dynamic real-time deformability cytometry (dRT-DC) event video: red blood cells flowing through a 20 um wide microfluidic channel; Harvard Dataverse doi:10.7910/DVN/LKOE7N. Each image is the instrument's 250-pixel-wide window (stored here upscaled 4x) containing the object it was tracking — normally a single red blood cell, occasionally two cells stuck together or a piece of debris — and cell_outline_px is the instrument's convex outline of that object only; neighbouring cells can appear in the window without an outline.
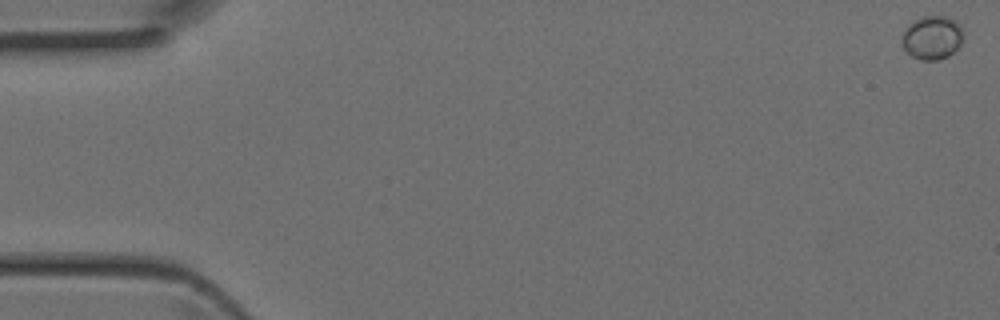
{"species": "Egyptian fruit bat (a non-hibernating species)", "species_latin": "Rousettus aegyptiacus", "temperature_condition": "room temperature", "stored_images_in_passage": 5, "camera_frame_rate_fps": 3000, "um_per_image_px": 0.085, "animal": {"sex": "female"}, "frame": {"image": 1, "passage_image": 1, "time_ms": 0.0, "image_size_px": [1000, 320], "cell_outline_px": [[964, 36], [960, 44], [948, 56], [936, 60], [920, 60], [912, 56], [904, 48], [904, 32], [908, 24], [924, 16], [948, 16], [956, 20], [960, 24]], "centroid_in_image_um": [79.28, 3.18], "position_along_channel_um": 5.7, "area_um2": 15.37}}
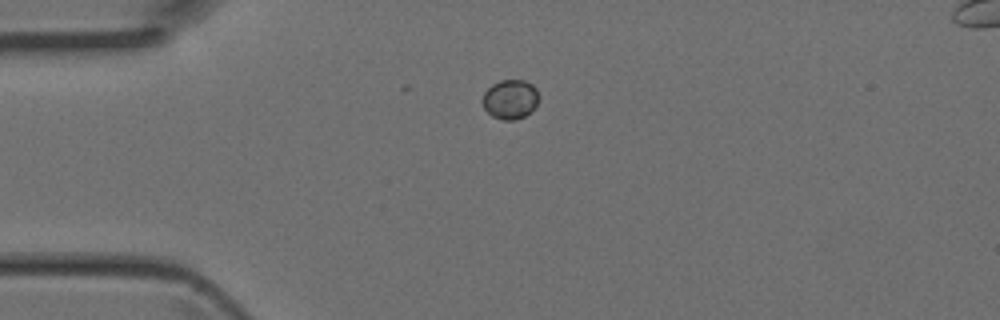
{"frame": {"image": 2, "passage_image": 4, "time_ms": 1.0, "image_size_px": [1000, 320], "cell_outline_px": [[540, 96], [532, 112], [516, 120], [504, 120], [492, 116], [484, 108], [480, 100], [484, 92], [492, 84], [500, 80], [524, 80], [532, 84], [536, 88]], "centroid_in_image_um": [43.37, 8.44], "position_along_channel_um": 41.6, "area_um2": 13.18}}
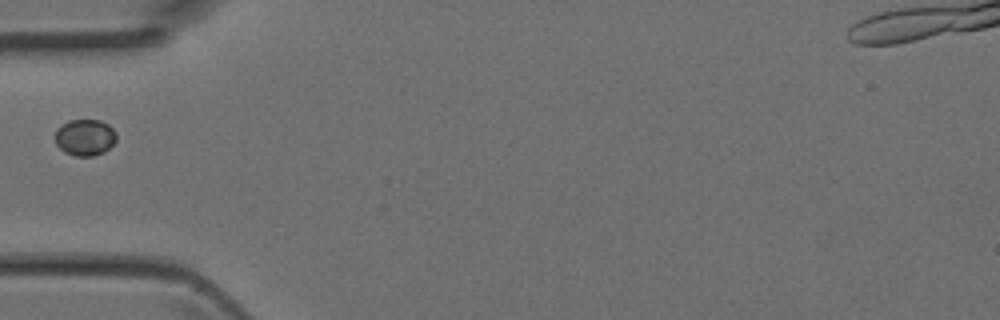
{"frame": {"image": 3, "passage_image": 5, "time_ms": 1.333, "image_size_px": [1000, 320], "cell_outline_px": [[116, 140], [104, 152], [92, 156], [76, 156], [64, 152], [56, 144], [56, 128], [68, 120], [100, 120], [108, 124], [116, 132]], "centroid_in_image_um": [7.22, 11.67], "position_along_channel_um": 77.8, "area_um2": 13.01}}